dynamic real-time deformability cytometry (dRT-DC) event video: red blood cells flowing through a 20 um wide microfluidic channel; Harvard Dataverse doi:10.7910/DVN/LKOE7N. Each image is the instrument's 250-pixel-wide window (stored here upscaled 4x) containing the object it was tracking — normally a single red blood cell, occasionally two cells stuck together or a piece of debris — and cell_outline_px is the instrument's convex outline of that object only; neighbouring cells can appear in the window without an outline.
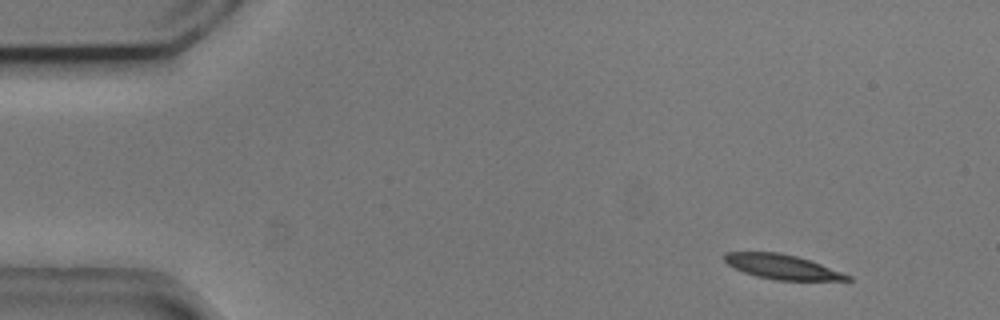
{"species": "common noctule bat (a hibernating species)", "species_latin": "Nyctalus noctula", "temperature_condition": "cold", "stored_images_in_passage": 3, "camera_frame_rate_fps": 3000, "um_per_image_px": 0.085, "animal": {"sex": "male", "body_mass_g": 20.5, "forearm_length_mm": 52.5}, "frame": {"image": 1, "passage_image": 1, "time_ms": 0.0, "image_size_px": [1000, 320], "cell_outline_px": [[852, 280], [776, 280], [756, 276], [744, 272], [728, 264], [724, 260], [724, 252], [780, 252], [796, 256], [820, 264], [852, 276]], "centroid_in_image_um": [66.47, 22.67], "position_along_channel_um": 18.5, "area_um2": 17.4}}